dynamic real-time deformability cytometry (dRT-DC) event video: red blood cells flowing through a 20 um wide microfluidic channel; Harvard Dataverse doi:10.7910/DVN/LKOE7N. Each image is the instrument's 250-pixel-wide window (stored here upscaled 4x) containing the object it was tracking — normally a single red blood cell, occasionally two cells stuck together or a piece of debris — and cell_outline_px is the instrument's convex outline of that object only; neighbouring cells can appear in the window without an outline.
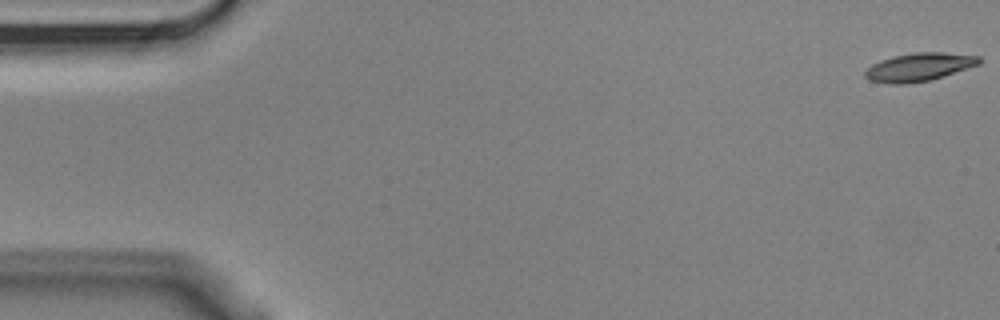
{"species": "Egyptian fruit bat (a non-hibernating species)", "species_latin": "Rousettus aegyptiacus", "temperature_condition": "cold", "stored_images_in_passage": 5, "camera_frame_rate_fps": 3000, "um_per_image_px": 0.085, "animal": {"sex": "male"}, "frame": {"image": 1, "passage_image": 1, "time_ms": 0.0, "image_size_px": [1000, 320], "cell_outline_px": [[980, 64], [932, 80], [904, 84], [888, 84], [868, 80], [864, 76], [864, 72], [872, 64], [880, 60], [892, 56], [916, 52], [944, 52], [980, 56]], "centroid_in_image_um": [78.1, 5.7], "position_along_channel_um": 6.9, "area_um2": 18.9}}
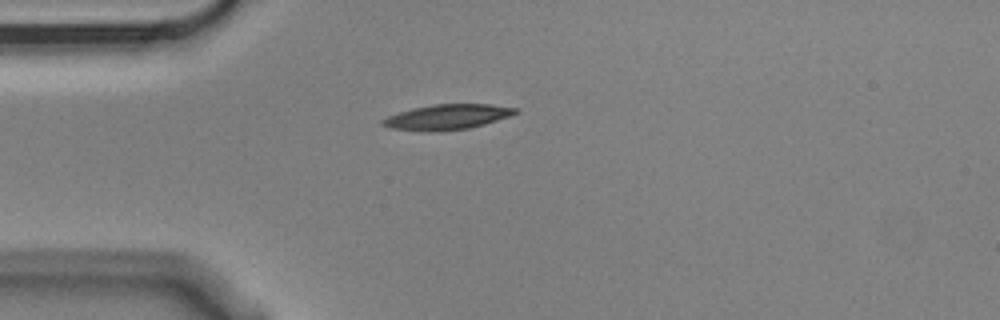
{"frame": {"image": 2, "passage_image": 5, "time_ms": 1.333, "image_size_px": [1000, 320], "cell_outline_px": [[520, 112], [484, 124], [468, 128], [392, 128], [380, 124], [380, 120], [388, 116], [412, 108], [432, 104], [492, 104], [516, 108]], "centroid_in_image_um": [38.08, 9.87], "position_along_channel_um": 46.9, "area_um2": 18.26}}